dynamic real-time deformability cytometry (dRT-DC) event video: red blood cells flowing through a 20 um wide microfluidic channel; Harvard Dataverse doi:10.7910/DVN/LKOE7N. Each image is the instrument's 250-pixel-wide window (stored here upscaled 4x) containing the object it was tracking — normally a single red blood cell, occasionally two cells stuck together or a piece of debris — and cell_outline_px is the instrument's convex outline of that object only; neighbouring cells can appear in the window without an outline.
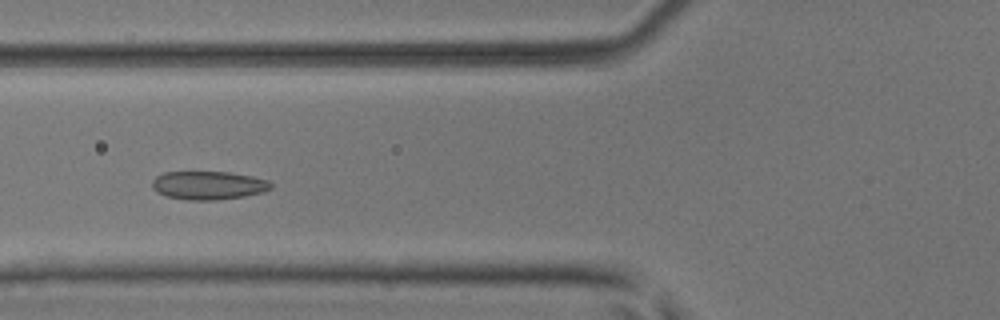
{"species": "common noctule bat (a hibernating species)", "species_latin": "Nyctalus noctula", "temperature_condition": "room temperature", "stored_images_in_passage": 5, "camera_frame_rate_fps": 3000, "um_per_image_px": 0.085, "animal": {"sex": "male", "body_mass_g": 17.9, "forearm_length_mm": 54.2}, "frame": {"image": 1, "passage_image": 5, "time_ms": 1.333, "image_size_px": [1000, 320], "cell_outline_px": [[272, 188], [264, 192], [244, 196], [216, 200], [188, 200], [168, 196], [156, 192], [152, 188], [152, 180], [156, 176], [164, 172], [228, 172], [252, 176], [268, 180], [272, 184]], "centroid_in_image_um": [17.72, 15.75], "position_along_channel_um": 108.1, "area_um2": 19.71}}